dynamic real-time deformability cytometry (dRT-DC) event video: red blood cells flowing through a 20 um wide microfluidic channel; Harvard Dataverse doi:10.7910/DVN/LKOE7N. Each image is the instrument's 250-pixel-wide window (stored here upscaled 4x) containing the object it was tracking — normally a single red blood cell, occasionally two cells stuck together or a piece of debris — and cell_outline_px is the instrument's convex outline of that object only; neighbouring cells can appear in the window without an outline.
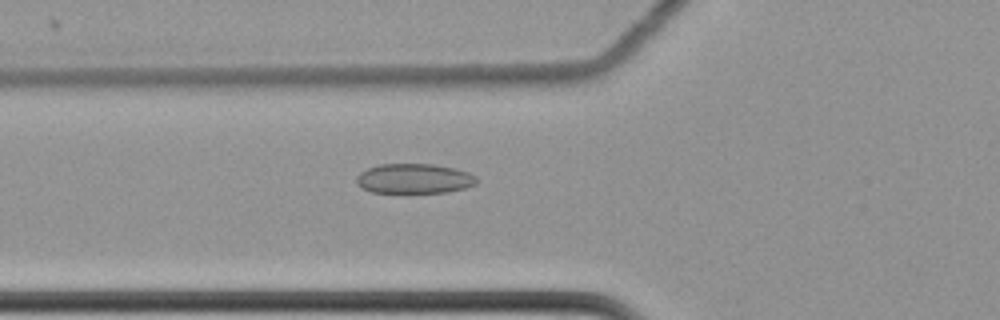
{"species": "common noctule bat (a hibernating species)", "species_latin": "Nyctalus noctula", "temperature_condition": "cold", "stored_images_in_passage": 51, "camera_frame_rate_fps": 3000, "um_per_image_px": 0.085, "animal": {"sex": "female", "body_mass_g": 22.7, "forearm_length_mm": 54.2}, "frame": {"image": 1, "passage_image": 14, "time_ms": 4.333, "image_size_px": [1000, 320], "cell_outline_px": [[480, 180], [476, 184], [464, 188], [448, 192], [372, 192], [360, 188], [356, 184], [356, 176], [360, 172], [368, 168], [380, 164], [432, 164], [452, 168], [468, 172], [476, 176]], "centroid_in_image_um": [35.19, 15.18], "position_along_channel_um": 90.6, "area_um2": 20.92}}
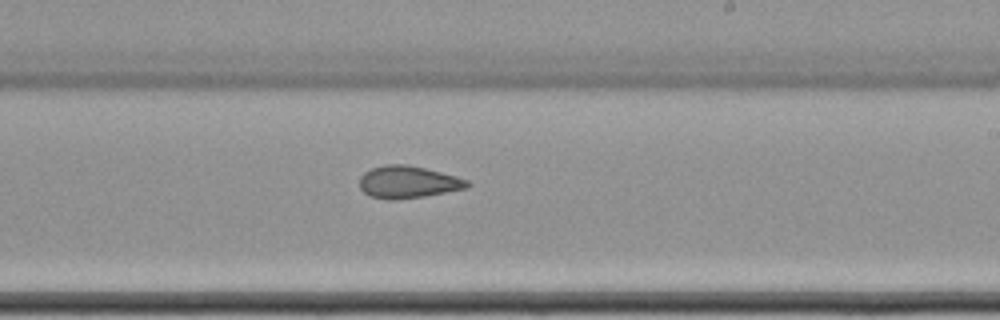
{"frame": {"image": 2, "passage_image": 28, "time_ms": 9.0, "image_size_px": [1000, 320], "cell_outline_px": [[472, 184], [468, 188], [424, 196], [396, 200], [388, 200], [368, 196], [360, 188], [360, 176], [364, 172], [372, 168], [384, 164], [408, 164], [456, 176], [468, 180]], "centroid_in_image_um": [34.67, 15.48], "position_along_channel_um": 254.3, "area_um2": 20.4}}
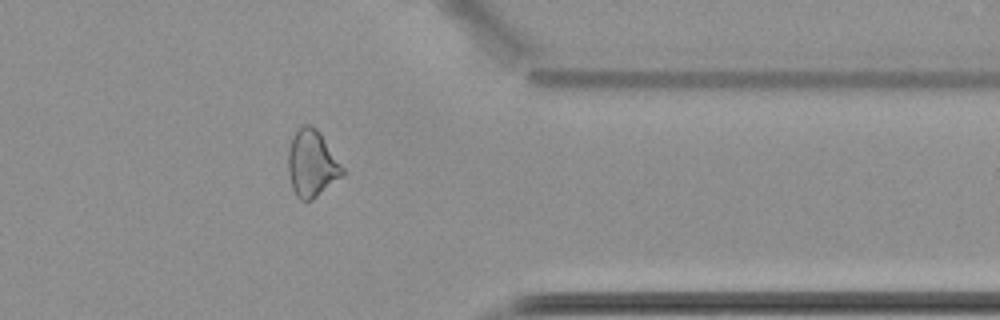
{"frame": {"image": 3, "passage_image": 40, "time_ms": 13.0, "image_size_px": [1000, 320], "cell_outline_px": [[344, 176], [312, 200], [300, 200], [296, 196], [292, 188], [288, 172], [288, 148], [292, 136], [304, 124], [312, 124], [320, 132], [344, 168]], "centroid_in_image_um": [26.51, 13.91], "position_along_channel_um": 384.9, "area_um2": 21.33}, "authors_computed_cell_mechanics": {"area_um2": 21.3282, "velocity_mm_per_s": 3.5024, "shape_relaxation_time_tau1_ms": null, "shape_relaxation_time_tau2_ms": 2.7925, "deformation_change_tau1": null, "deformation_change_tau2": 0.0881}}